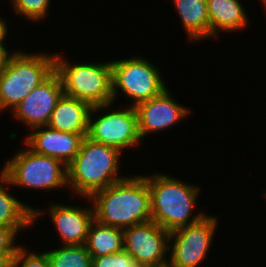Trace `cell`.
Wrapping results in <instances>:
<instances>
[{"mask_svg": "<svg viewBox=\"0 0 266 267\" xmlns=\"http://www.w3.org/2000/svg\"><path fill=\"white\" fill-rule=\"evenodd\" d=\"M134 176H127L85 198L93 203L96 221L124 230L152 220L147 180L139 174Z\"/></svg>", "mask_w": 266, "mask_h": 267, "instance_id": "obj_1", "label": "cell"}, {"mask_svg": "<svg viewBox=\"0 0 266 267\" xmlns=\"http://www.w3.org/2000/svg\"><path fill=\"white\" fill-rule=\"evenodd\" d=\"M144 177L150 191L152 221L169 233L198 222L205 215L199 212L190 217L198 200V186L160 172Z\"/></svg>", "mask_w": 266, "mask_h": 267, "instance_id": "obj_2", "label": "cell"}, {"mask_svg": "<svg viewBox=\"0 0 266 267\" xmlns=\"http://www.w3.org/2000/svg\"><path fill=\"white\" fill-rule=\"evenodd\" d=\"M120 157L119 149L85 137L78 154L67 166V187L89 198L96 191L123 180L126 176L118 174Z\"/></svg>", "mask_w": 266, "mask_h": 267, "instance_id": "obj_3", "label": "cell"}, {"mask_svg": "<svg viewBox=\"0 0 266 267\" xmlns=\"http://www.w3.org/2000/svg\"><path fill=\"white\" fill-rule=\"evenodd\" d=\"M55 71V54L13 51L0 74V113L11 111Z\"/></svg>", "mask_w": 266, "mask_h": 267, "instance_id": "obj_4", "label": "cell"}, {"mask_svg": "<svg viewBox=\"0 0 266 267\" xmlns=\"http://www.w3.org/2000/svg\"><path fill=\"white\" fill-rule=\"evenodd\" d=\"M55 72L61 79L64 94L91 106L113 103L111 61L71 64L55 54Z\"/></svg>", "mask_w": 266, "mask_h": 267, "instance_id": "obj_5", "label": "cell"}, {"mask_svg": "<svg viewBox=\"0 0 266 267\" xmlns=\"http://www.w3.org/2000/svg\"><path fill=\"white\" fill-rule=\"evenodd\" d=\"M1 172L14 187L53 190L67 186V166L60 160L38 154L29 147L21 149L12 159L7 160Z\"/></svg>", "mask_w": 266, "mask_h": 267, "instance_id": "obj_6", "label": "cell"}, {"mask_svg": "<svg viewBox=\"0 0 266 267\" xmlns=\"http://www.w3.org/2000/svg\"><path fill=\"white\" fill-rule=\"evenodd\" d=\"M113 103L119 90L132 99L131 106L160 95L167 87L158 68L140 56L112 61Z\"/></svg>", "mask_w": 266, "mask_h": 267, "instance_id": "obj_7", "label": "cell"}, {"mask_svg": "<svg viewBox=\"0 0 266 267\" xmlns=\"http://www.w3.org/2000/svg\"><path fill=\"white\" fill-rule=\"evenodd\" d=\"M112 105L110 103L92 106L87 137L91 141L115 147L122 152L124 149L135 147L141 143L138 132V115L135 107L127 106L124 110H112L93 119V114H98L102 110L104 112L105 108L108 109Z\"/></svg>", "mask_w": 266, "mask_h": 267, "instance_id": "obj_8", "label": "cell"}, {"mask_svg": "<svg viewBox=\"0 0 266 267\" xmlns=\"http://www.w3.org/2000/svg\"><path fill=\"white\" fill-rule=\"evenodd\" d=\"M217 221V217L205 214L198 222L170 232L168 265L199 267L209 252Z\"/></svg>", "mask_w": 266, "mask_h": 267, "instance_id": "obj_9", "label": "cell"}, {"mask_svg": "<svg viewBox=\"0 0 266 267\" xmlns=\"http://www.w3.org/2000/svg\"><path fill=\"white\" fill-rule=\"evenodd\" d=\"M169 232L154 221L123 230L124 250L145 267L168 265Z\"/></svg>", "mask_w": 266, "mask_h": 267, "instance_id": "obj_10", "label": "cell"}, {"mask_svg": "<svg viewBox=\"0 0 266 267\" xmlns=\"http://www.w3.org/2000/svg\"><path fill=\"white\" fill-rule=\"evenodd\" d=\"M59 75L54 71L38 87L33 89L14 109L13 117L27 124L28 129L47 126L51 113L63 94Z\"/></svg>", "mask_w": 266, "mask_h": 267, "instance_id": "obj_11", "label": "cell"}, {"mask_svg": "<svg viewBox=\"0 0 266 267\" xmlns=\"http://www.w3.org/2000/svg\"><path fill=\"white\" fill-rule=\"evenodd\" d=\"M173 98L166 88L160 95L135 107L141 140L150 133L171 128L190 114L188 108L178 104Z\"/></svg>", "mask_w": 266, "mask_h": 267, "instance_id": "obj_12", "label": "cell"}, {"mask_svg": "<svg viewBox=\"0 0 266 267\" xmlns=\"http://www.w3.org/2000/svg\"><path fill=\"white\" fill-rule=\"evenodd\" d=\"M32 131L25 136V145L38 154L60 160L65 166L73 161L85 138L81 134L58 131L48 126L36 127Z\"/></svg>", "mask_w": 266, "mask_h": 267, "instance_id": "obj_13", "label": "cell"}, {"mask_svg": "<svg viewBox=\"0 0 266 267\" xmlns=\"http://www.w3.org/2000/svg\"><path fill=\"white\" fill-rule=\"evenodd\" d=\"M48 212L61 237V245L85 244L90 226L95 220L93 205L90 209L53 203Z\"/></svg>", "mask_w": 266, "mask_h": 267, "instance_id": "obj_14", "label": "cell"}, {"mask_svg": "<svg viewBox=\"0 0 266 267\" xmlns=\"http://www.w3.org/2000/svg\"><path fill=\"white\" fill-rule=\"evenodd\" d=\"M91 108L89 103L63 93L51 113L47 126L87 137Z\"/></svg>", "mask_w": 266, "mask_h": 267, "instance_id": "obj_15", "label": "cell"}, {"mask_svg": "<svg viewBox=\"0 0 266 267\" xmlns=\"http://www.w3.org/2000/svg\"><path fill=\"white\" fill-rule=\"evenodd\" d=\"M10 185V180L1 172L0 173V225L14 228L17 232L27 228L36 221L37 217L43 212L27 206L16 199L10 192L6 191L3 186Z\"/></svg>", "mask_w": 266, "mask_h": 267, "instance_id": "obj_16", "label": "cell"}, {"mask_svg": "<svg viewBox=\"0 0 266 267\" xmlns=\"http://www.w3.org/2000/svg\"><path fill=\"white\" fill-rule=\"evenodd\" d=\"M210 38L218 32H235L247 26L248 19L240 0H207Z\"/></svg>", "mask_w": 266, "mask_h": 267, "instance_id": "obj_17", "label": "cell"}, {"mask_svg": "<svg viewBox=\"0 0 266 267\" xmlns=\"http://www.w3.org/2000/svg\"><path fill=\"white\" fill-rule=\"evenodd\" d=\"M191 41L210 38L207 0H172Z\"/></svg>", "mask_w": 266, "mask_h": 267, "instance_id": "obj_18", "label": "cell"}, {"mask_svg": "<svg viewBox=\"0 0 266 267\" xmlns=\"http://www.w3.org/2000/svg\"><path fill=\"white\" fill-rule=\"evenodd\" d=\"M85 246L92 257L120 252L124 249L123 229L104 225L94 220Z\"/></svg>", "mask_w": 266, "mask_h": 267, "instance_id": "obj_19", "label": "cell"}, {"mask_svg": "<svg viewBox=\"0 0 266 267\" xmlns=\"http://www.w3.org/2000/svg\"><path fill=\"white\" fill-rule=\"evenodd\" d=\"M51 267H92L93 257L85 244L61 245V248L45 251Z\"/></svg>", "mask_w": 266, "mask_h": 267, "instance_id": "obj_20", "label": "cell"}, {"mask_svg": "<svg viewBox=\"0 0 266 267\" xmlns=\"http://www.w3.org/2000/svg\"><path fill=\"white\" fill-rule=\"evenodd\" d=\"M51 0H10L16 14L30 21H39L46 17Z\"/></svg>", "mask_w": 266, "mask_h": 267, "instance_id": "obj_21", "label": "cell"}, {"mask_svg": "<svg viewBox=\"0 0 266 267\" xmlns=\"http://www.w3.org/2000/svg\"><path fill=\"white\" fill-rule=\"evenodd\" d=\"M12 267H51L46 252L33 253L20 246L12 259Z\"/></svg>", "mask_w": 266, "mask_h": 267, "instance_id": "obj_22", "label": "cell"}, {"mask_svg": "<svg viewBox=\"0 0 266 267\" xmlns=\"http://www.w3.org/2000/svg\"><path fill=\"white\" fill-rule=\"evenodd\" d=\"M92 267H145L133 259L124 249L110 255L93 257Z\"/></svg>", "mask_w": 266, "mask_h": 267, "instance_id": "obj_23", "label": "cell"}, {"mask_svg": "<svg viewBox=\"0 0 266 267\" xmlns=\"http://www.w3.org/2000/svg\"><path fill=\"white\" fill-rule=\"evenodd\" d=\"M17 233L14 228L0 225V255H16L17 249L20 247L15 243Z\"/></svg>", "mask_w": 266, "mask_h": 267, "instance_id": "obj_24", "label": "cell"}, {"mask_svg": "<svg viewBox=\"0 0 266 267\" xmlns=\"http://www.w3.org/2000/svg\"><path fill=\"white\" fill-rule=\"evenodd\" d=\"M5 45H0V74L5 70L7 63L12 56V53H10Z\"/></svg>", "mask_w": 266, "mask_h": 267, "instance_id": "obj_25", "label": "cell"}, {"mask_svg": "<svg viewBox=\"0 0 266 267\" xmlns=\"http://www.w3.org/2000/svg\"><path fill=\"white\" fill-rule=\"evenodd\" d=\"M8 32L7 24L5 19L0 17V45H4V39H6V34Z\"/></svg>", "mask_w": 266, "mask_h": 267, "instance_id": "obj_26", "label": "cell"}, {"mask_svg": "<svg viewBox=\"0 0 266 267\" xmlns=\"http://www.w3.org/2000/svg\"><path fill=\"white\" fill-rule=\"evenodd\" d=\"M15 255H0V267H12V259Z\"/></svg>", "mask_w": 266, "mask_h": 267, "instance_id": "obj_27", "label": "cell"}, {"mask_svg": "<svg viewBox=\"0 0 266 267\" xmlns=\"http://www.w3.org/2000/svg\"><path fill=\"white\" fill-rule=\"evenodd\" d=\"M262 1V4H264L265 6V9H266V0H261Z\"/></svg>", "mask_w": 266, "mask_h": 267, "instance_id": "obj_28", "label": "cell"}]
</instances>
